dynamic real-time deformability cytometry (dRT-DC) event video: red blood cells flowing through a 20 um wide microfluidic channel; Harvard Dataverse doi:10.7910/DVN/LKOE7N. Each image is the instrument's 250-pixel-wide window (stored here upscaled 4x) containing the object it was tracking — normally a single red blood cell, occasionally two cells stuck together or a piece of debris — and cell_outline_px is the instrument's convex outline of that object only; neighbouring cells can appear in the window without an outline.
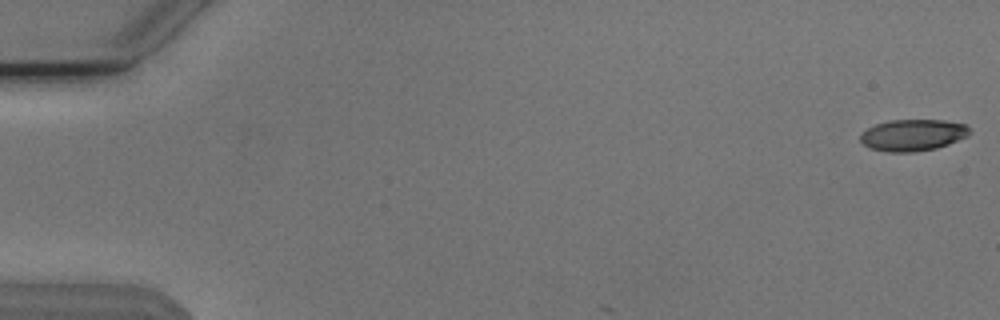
{"species": "Egyptian fruit bat (a non-hibernating species)", "species_latin": "Rousettus aegyptiacus", "temperature_condition": "cold", "stored_images_in_passage": 7, "camera_frame_rate_fps": 3000, "um_per_image_px": 0.085, "animal": {"sex": "male"}, "frame": {"image": 1, "passage_image": 1, "time_ms": 0.0, "image_size_px": [1000, 320], "cell_outline_px": [[972, 132], [968, 136], [948, 144], [936, 148], [912, 152], [888, 152], [868, 148], [860, 140], [860, 132], [876, 124], [888, 120], [944, 120], [964, 124]], "centroid_in_image_um": [77.57, 11.48], "position_along_channel_um": 7.4, "area_um2": 20.17}}